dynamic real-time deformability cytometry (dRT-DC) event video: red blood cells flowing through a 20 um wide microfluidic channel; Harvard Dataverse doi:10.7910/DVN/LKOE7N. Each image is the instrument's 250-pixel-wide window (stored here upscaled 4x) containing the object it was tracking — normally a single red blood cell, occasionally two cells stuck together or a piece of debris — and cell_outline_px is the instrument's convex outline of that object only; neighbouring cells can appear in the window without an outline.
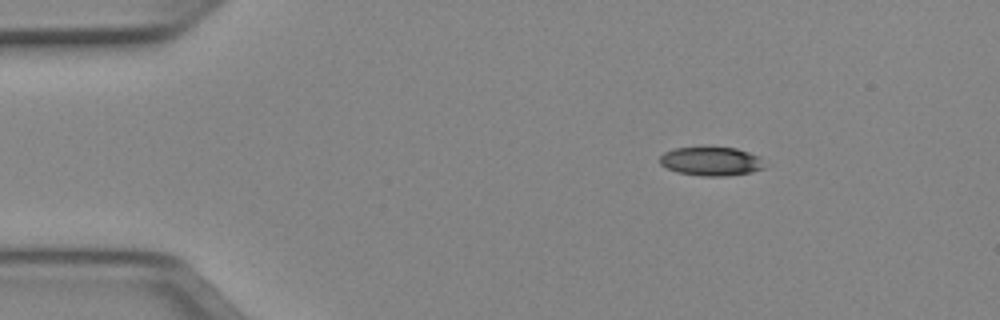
{"species": "Egyptian fruit bat (a non-hibernating species)", "species_latin": "Rousettus aegyptiacus", "temperature_condition": "cold", "stored_images_in_passage": 44, "camera_frame_rate_fps": 3000, "um_per_image_px": 0.085, "animal": {"sex": "female"}, "frame": {"image": 1, "passage_image": 1, "time_ms": 0.0, "image_size_px": [1000, 320], "cell_outline_px": [[764, 168], [752, 172], [724, 176], [700, 176], [676, 172], [660, 164], [660, 156], [664, 152], [676, 148], [736, 148], [760, 156]], "centroid_in_image_um": [60.44, 13.72], "position_along_channel_um": 24.6, "area_um2": 17.4}}
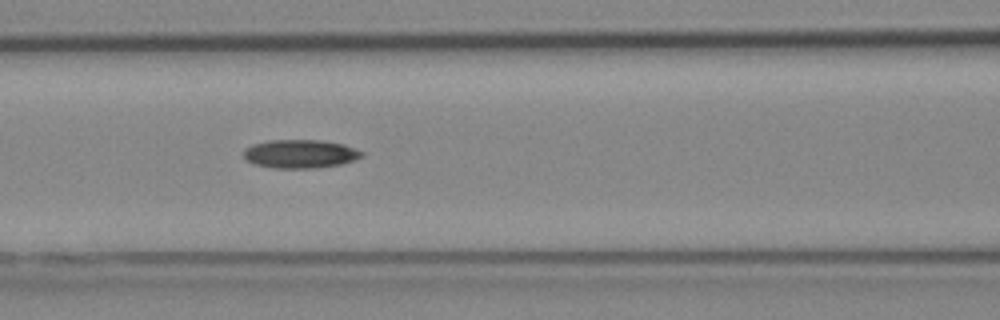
{"frame": {"image": 2, "passage_image": 15, "time_ms": 4.667, "image_size_px": [1000, 320], "cell_outline_px": [[364, 156], [356, 160], [340, 164], [320, 168], [272, 168], [256, 164], [244, 160], [244, 148], [252, 144], [268, 140], [320, 140], [344, 144], [364, 152]], "centroid_in_image_um": [25.52, 13.08], "position_along_channel_um": 141.1, "area_um2": 19.88}}
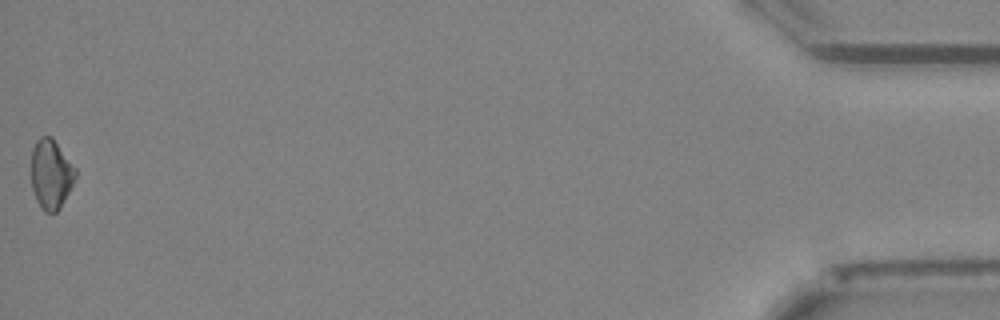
{"frame": {"image": 3, "passage_image": 44, "time_ms": 14.333, "image_size_px": [1000, 320], "cell_outline_px": [[76, 176], [60, 208], [56, 212], [44, 212], [40, 208], [36, 200], [32, 188], [32, 148], [36, 140], [40, 136], [52, 136], [76, 168]], "centroid_in_image_um": [4.33, 14.79], "position_along_channel_um": 430.9, "area_um2": 17.92}}